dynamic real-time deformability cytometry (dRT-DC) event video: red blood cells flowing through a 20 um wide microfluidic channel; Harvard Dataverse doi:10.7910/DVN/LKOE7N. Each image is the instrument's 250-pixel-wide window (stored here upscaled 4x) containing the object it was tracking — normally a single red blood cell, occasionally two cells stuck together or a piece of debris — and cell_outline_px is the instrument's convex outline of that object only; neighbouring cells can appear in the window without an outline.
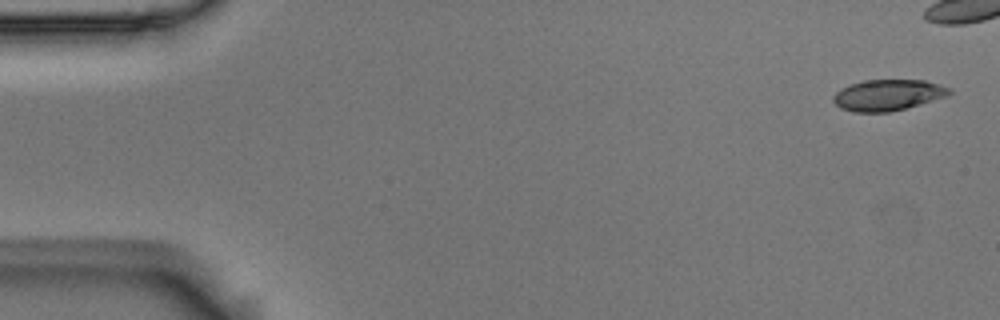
{"species": "Egyptian fruit bat (a non-hibernating species)", "species_latin": "Rousettus aegyptiacus", "temperature_condition": "room temperature", "stored_images_in_passage": 9, "camera_frame_rate_fps": 3000, "um_per_image_px": 0.085, "animal": {"sex": "male"}, "frame": {"image": 1, "passage_image": 1, "time_ms": 0.0, "image_size_px": [1000, 320], "cell_outline_px": [[952, 92], [948, 96], [920, 104], [888, 112], [856, 112], [840, 108], [832, 100], [832, 96], [840, 88], [848, 84], [864, 80], [924, 80], [952, 88]], "centroid_in_image_um": [75.45, 8.07], "position_along_channel_um": 9.5, "area_um2": 21.1}}